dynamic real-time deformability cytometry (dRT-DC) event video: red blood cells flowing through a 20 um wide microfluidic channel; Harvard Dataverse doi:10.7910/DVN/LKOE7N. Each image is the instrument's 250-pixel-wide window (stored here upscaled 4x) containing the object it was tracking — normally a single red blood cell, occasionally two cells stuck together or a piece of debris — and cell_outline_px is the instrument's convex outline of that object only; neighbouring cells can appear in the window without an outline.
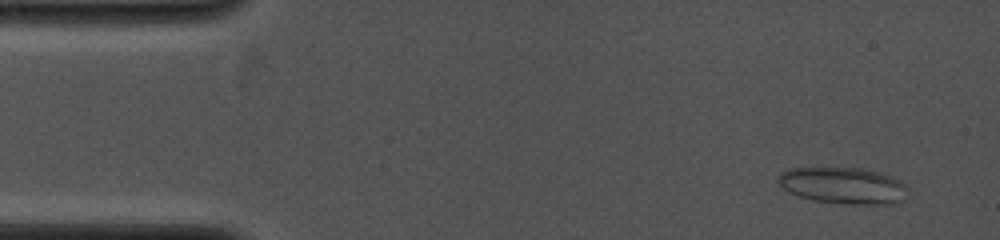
{"species": "common noctule bat (a hibernating species)", "species_latin": "Nyctalus noctula", "temperature_condition": "cold", "stored_images_in_passage": 4, "camera_frame_rate_fps": 4000, "um_per_image_px": 0.085, "animal": {"sex": "female", "body_mass_g": 19.0, "forearm_length_mm": 53.3}, "frame": {"image": 1, "passage_image": 1, "time_ms": 0.0, "image_size_px": [1000, 240], "cell_outline_px": [[908, 188], [904, 200], [892, 204], [848, 204], [812, 200], [788, 192], [776, 180], [788, 168], [860, 168], [876, 172], [900, 180]], "centroid_in_image_um": [71.69, 15.78], "position_along_channel_um": 13.3, "area_um2": 27.34}}
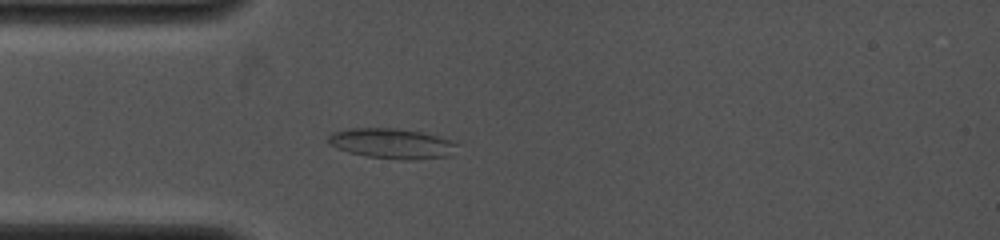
{"frame": {"image": 2, "passage_image": 4, "time_ms": 3.0, "image_size_px": [1000, 240], "cell_outline_px": [[460, 144], [452, 156], [412, 160], [404, 160], [368, 156], [348, 152], [336, 148], [328, 140], [328, 136], [332, 132], [348, 128], [396, 128], [420, 132], [452, 140]], "centroid_in_image_um": [33.36, 12.2], "position_along_channel_um": 51.6, "area_um2": 22.77}}